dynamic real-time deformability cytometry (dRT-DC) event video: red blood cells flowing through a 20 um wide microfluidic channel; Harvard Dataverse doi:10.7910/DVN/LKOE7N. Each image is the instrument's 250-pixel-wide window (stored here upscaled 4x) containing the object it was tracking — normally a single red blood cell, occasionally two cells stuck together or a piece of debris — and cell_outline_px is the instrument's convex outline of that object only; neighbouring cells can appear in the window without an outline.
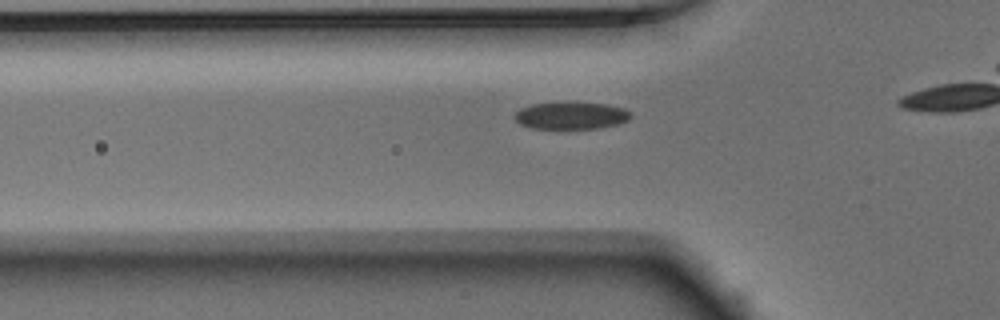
{"species": "Egyptian fruit bat (a non-hibernating species)", "species_latin": "Rousettus aegyptiacus", "temperature_condition": "warm", "stored_images_in_passage": 17, "camera_frame_rate_fps": 3000, "um_per_image_px": 0.085, "animal": {"sex": "male"}, "frame": {"image": 1, "passage_image": 12, "time_ms": 3.667, "image_size_px": [1000, 320], "cell_outline_px": [[632, 116], [628, 120], [616, 124], [600, 128], [532, 128], [520, 124], [512, 116], [520, 108], [532, 104], [608, 104], [624, 108]], "centroid_in_image_um": [48.52, 9.85], "position_along_channel_um": 77.3, "area_um2": 17.8}}
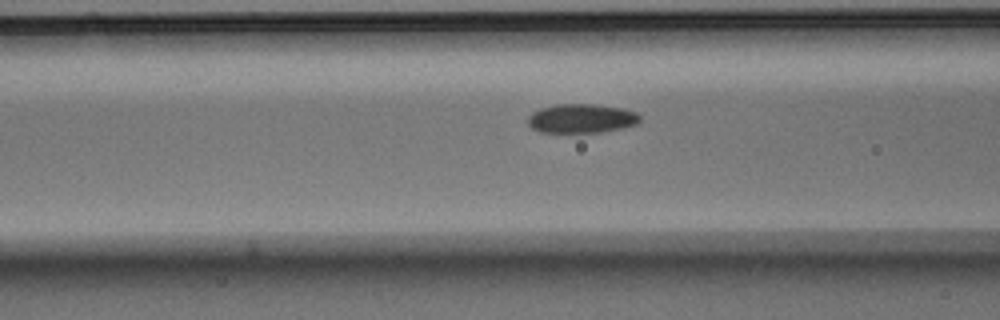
{"frame": {"image": 2, "passage_image": 15, "time_ms": 4.667, "image_size_px": [1000, 320], "cell_outline_px": [[640, 120], [636, 124], [624, 128], [600, 132], [540, 132], [532, 128], [528, 124], [528, 116], [532, 112], [540, 108], [556, 104], [592, 104], [624, 108], [636, 112], [640, 116]], "centroid_in_image_um": [49.43, 10.06], "position_along_channel_um": 117.2, "area_um2": 19.07}}